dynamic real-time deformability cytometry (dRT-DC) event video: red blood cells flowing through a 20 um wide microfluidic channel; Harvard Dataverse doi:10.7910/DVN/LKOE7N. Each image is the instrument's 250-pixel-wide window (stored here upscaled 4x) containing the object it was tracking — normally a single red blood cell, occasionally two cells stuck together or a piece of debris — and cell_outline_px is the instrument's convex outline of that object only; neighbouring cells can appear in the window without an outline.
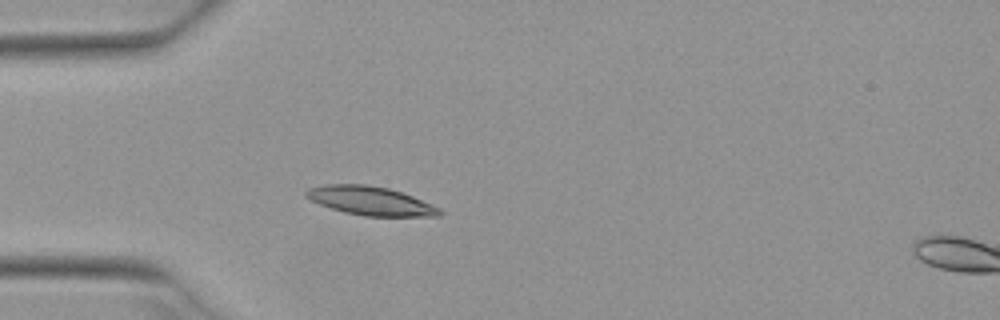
{"species": "Egyptian fruit bat (a non-hibernating species)", "species_latin": "Rousettus aegyptiacus", "temperature_condition": "warm", "stored_images_in_passage": 3, "camera_frame_rate_fps": 3000, "um_per_image_px": 0.085, "animal": {"sex": "female"}, "frame": {"image": 1, "passage_image": 2, "time_ms": 0.333, "image_size_px": [1000, 320], "cell_outline_px": [[444, 212], [440, 216], [364, 216], [344, 212], [320, 204], [304, 196], [304, 192], [308, 188], [324, 184], [364, 184], [388, 188], [412, 196], [440, 208]], "centroid_in_image_um": [31.48, 17.07], "position_along_channel_um": 53.5, "area_um2": 22.25}}